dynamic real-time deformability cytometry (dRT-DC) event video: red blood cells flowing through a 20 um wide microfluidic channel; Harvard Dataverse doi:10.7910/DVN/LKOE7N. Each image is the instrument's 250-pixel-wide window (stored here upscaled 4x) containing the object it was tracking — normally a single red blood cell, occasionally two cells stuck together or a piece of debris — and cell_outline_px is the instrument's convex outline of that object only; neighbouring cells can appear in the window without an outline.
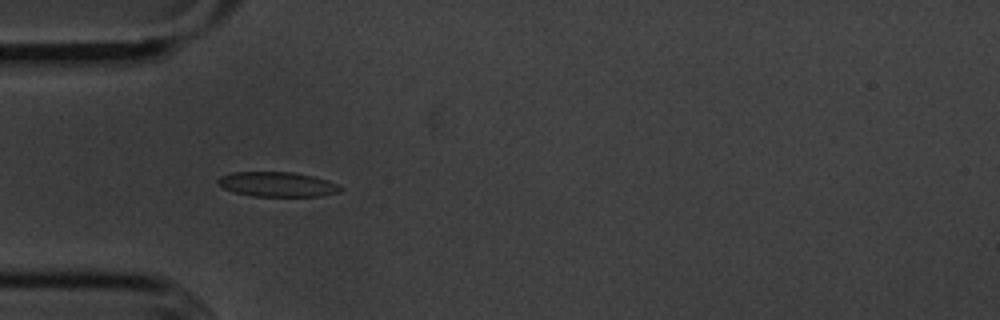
{"species": "common noctule bat (a hibernating species)", "species_latin": "Nyctalus noctula", "temperature_condition": "cold", "stored_images_in_passage": 7, "camera_frame_rate_fps": 3000, "um_per_image_px": 0.085, "animal": {"sex": "male", "body_mass_g": 20.1, "forearm_length_mm": 53.5}, "frame": {"image": 1, "passage_image": 5, "time_ms": 4.667, "image_size_px": [1000, 320], "cell_outline_px": [[344, 188], [340, 192], [320, 196], [252, 196], [232, 192], [224, 188], [216, 180], [220, 176], [232, 172], [292, 172], [312, 176], [328, 180], [340, 184]], "centroid_in_image_um": [23.6, 15.67], "position_along_channel_um": 61.4, "area_um2": 17.8}}
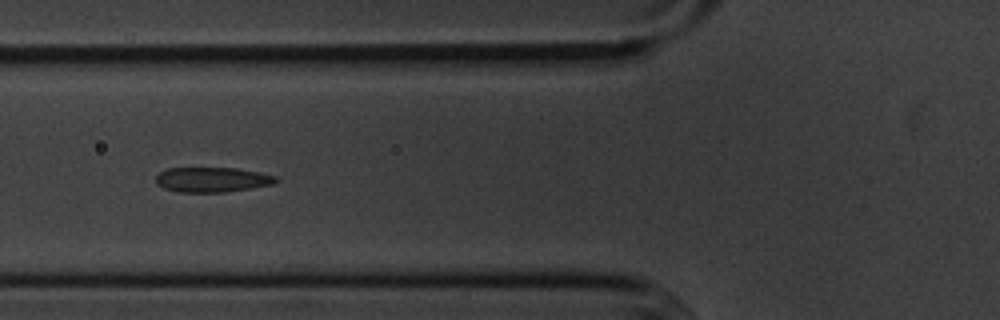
{"frame": {"image": 2, "passage_image": 6, "time_ms": 6.0, "image_size_px": [1000, 320], "cell_outline_px": [[280, 180], [272, 184], [252, 188], [224, 192], [180, 192], [164, 188], [156, 184], [156, 176], [160, 172], [168, 168], [236, 168], [260, 172], [276, 176]], "centroid_in_image_um": [18.05, 15.27], "position_along_channel_um": 107.8, "area_um2": 17.46}}
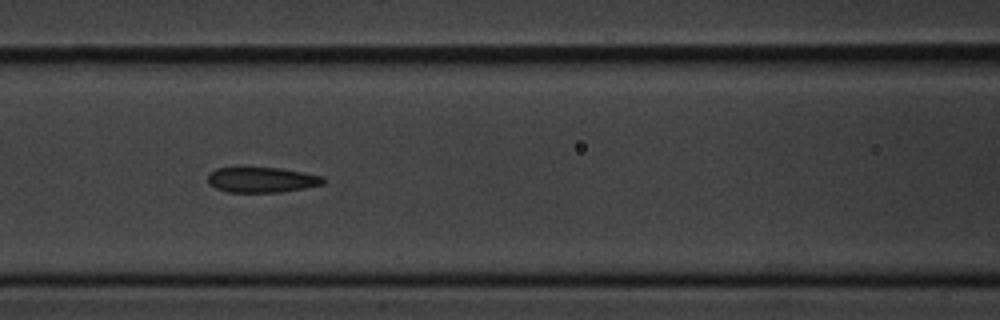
{"frame": {"image": 3, "passage_image": 7, "time_ms": 7.0, "image_size_px": [1000, 320], "cell_outline_px": [[324, 184], [304, 188], [280, 192], [228, 192], [216, 188], [208, 184], [208, 176], [216, 168], [236, 164], [280, 168], [304, 172], [324, 176]], "centroid_in_image_um": [22.2, 15.23], "position_along_channel_um": 144.4, "area_um2": 17.86}}